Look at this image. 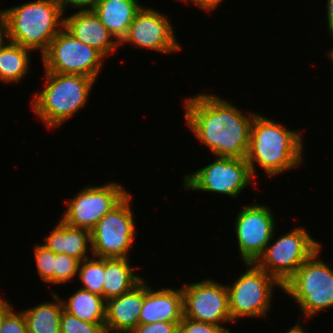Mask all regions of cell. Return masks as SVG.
<instances>
[{"label": "cell", "instance_id": "6da1fadb", "mask_svg": "<svg viewBox=\"0 0 333 333\" xmlns=\"http://www.w3.org/2000/svg\"><path fill=\"white\" fill-rule=\"evenodd\" d=\"M223 98L208 92L185 97L184 124L214 157L247 158L251 125L258 112H244Z\"/></svg>", "mask_w": 333, "mask_h": 333}, {"label": "cell", "instance_id": "7a4b0ae2", "mask_svg": "<svg viewBox=\"0 0 333 333\" xmlns=\"http://www.w3.org/2000/svg\"><path fill=\"white\" fill-rule=\"evenodd\" d=\"M267 117L258 112L250 130L246 159L255 178L260 175L257 166H260L266 177L271 179L293 169L297 170L304 163L303 133Z\"/></svg>", "mask_w": 333, "mask_h": 333}, {"label": "cell", "instance_id": "3957f363", "mask_svg": "<svg viewBox=\"0 0 333 333\" xmlns=\"http://www.w3.org/2000/svg\"><path fill=\"white\" fill-rule=\"evenodd\" d=\"M43 79L42 90H36L30 107L50 130L61 128L87 105L94 83L97 82L83 75L45 70Z\"/></svg>", "mask_w": 333, "mask_h": 333}, {"label": "cell", "instance_id": "277c9868", "mask_svg": "<svg viewBox=\"0 0 333 333\" xmlns=\"http://www.w3.org/2000/svg\"><path fill=\"white\" fill-rule=\"evenodd\" d=\"M8 41L43 55L64 27V12L57 0H33L2 9Z\"/></svg>", "mask_w": 333, "mask_h": 333}, {"label": "cell", "instance_id": "5b68a950", "mask_svg": "<svg viewBox=\"0 0 333 333\" xmlns=\"http://www.w3.org/2000/svg\"><path fill=\"white\" fill-rule=\"evenodd\" d=\"M322 248H318L283 285V294L300 308L298 318L303 314L306 321L333 309V267L320 259Z\"/></svg>", "mask_w": 333, "mask_h": 333}, {"label": "cell", "instance_id": "8992f818", "mask_svg": "<svg viewBox=\"0 0 333 333\" xmlns=\"http://www.w3.org/2000/svg\"><path fill=\"white\" fill-rule=\"evenodd\" d=\"M246 270L237 276L228 288L231 319L235 323L245 318L268 319L276 288L283 285L255 263H243Z\"/></svg>", "mask_w": 333, "mask_h": 333}, {"label": "cell", "instance_id": "52a82bcc", "mask_svg": "<svg viewBox=\"0 0 333 333\" xmlns=\"http://www.w3.org/2000/svg\"><path fill=\"white\" fill-rule=\"evenodd\" d=\"M182 177L183 190L227 195L231 199L239 198L248 186L258 184L246 158L215 156L213 162Z\"/></svg>", "mask_w": 333, "mask_h": 333}, {"label": "cell", "instance_id": "ba28073f", "mask_svg": "<svg viewBox=\"0 0 333 333\" xmlns=\"http://www.w3.org/2000/svg\"><path fill=\"white\" fill-rule=\"evenodd\" d=\"M298 226L287 233L284 232V235H276L278 231L275 230L265 251L255 262L260 269L276 278L282 285L322 246V243L306 230L307 228Z\"/></svg>", "mask_w": 333, "mask_h": 333}, {"label": "cell", "instance_id": "9c48e42d", "mask_svg": "<svg viewBox=\"0 0 333 333\" xmlns=\"http://www.w3.org/2000/svg\"><path fill=\"white\" fill-rule=\"evenodd\" d=\"M130 193L90 231L92 254L98 258H131L138 231ZM135 212V213H134Z\"/></svg>", "mask_w": 333, "mask_h": 333}, {"label": "cell", "instance_id": "30bf717a", "mask_svg": "<svg viewBox=\"0 0 333 333\" xmlns=\"http://www.w3.org/2000/svg\"><path fill=\"white\" fill-rule=\"evenodd\" d=\"M41 61L45 71L78 74L97 80L106 58L63 27L41 56Z\"/></svg>", "mask_w": 333, "mask_h": 333}, {"label": "cell", "instance_id": "8fae6325", "mask_svg": "<svg viewBox=\"0 0 333 333\" xmlns=\"http://www.w3.org/2000/svg\"><path fill=\"white\" fill-rule=\"evenodd\" d=\"M125 188L116 181L103 185H86L65 201L66 210L62 212L60 219L69 226L91 231L105 214L130 194Z\"/></svg>", "mask_w": 333, "mask_h": 333}, {"label": "cell", "instance_id": "7c38bea8", "mask_svg": "<svg viewBox=\"0 0 333 333\" xmlns=\"http://www.w3.org/2000/svg\"><path fill=\"white\" fill-rule=\"evenodd\" d=\"M270 208L255 202L237 211L233 228L242 263H255L277 230V218Z\"/></svg>", "mask_w": 333, "mask_h": 333}, {"label": "cell", "instance_id": "4fadbf2b", "mask_svg": "<svg viewBox=\"0 0 333 333\" xmlns=\"http://www.w3.org/2000/svg\"><path fill=\"white\" fill-rule=\"evenodd\" d=\"M213 279H203L193 283H182L184 317L223 327L233 333L226 324H234L231 319L226 284Z\"/></svg>", "mask_w": 333, "mask_h": 333}, {"label": "cell", "instance_id": "5bb4252c", "mask_svg": "<svg viewBox=\"0 0 333 333\" xmlns=\"http://www.w3.org/2000/svg\"><path fill=\"white\" fill-rule=\"evenodd\" d=\"M144 5L136 14L126 36L120 46L130 45L133 48L154 51L160 54H175L182 51V44L178 41L174 24L170 17Z\"/></svg>", "mask_w": 333, "mask_h": 333}, {"label": "cell", "instance_id": "9a60e30c", "mask_svg": "<svg viewBox=\"0 0 333 333\" xmlns=\"http://www.w3.org/2000/svg\"><path fill=\"white\" fill-rule=\"evenodd\" d=\"M64 28L76 39L95 48L107 60L120 49V43L102 24L93 10H76L73 14H64Z\"/></svg>", "mask_w": 333, "mask_h": 333}, {"label": "cell", "instance_id": "2e32d148", "mask_svg": "<svg viewBox=\"0 0 333 333\" xmlns=\"http://www.w3.org/2000/svg\"><path fill=\"white\" fill-rule=\"evenodd\" d=\"M184 316L182 287L155 289L145 278V297L139 324L180 322Z\"/></svg>", "mask_w": 333, "mask_h": 333}, {"label": "cell", "instance_id": "e0dca14e", "mask_svg": "<svg viewBox=\"0 0 333 333\" xmlns=\"http://www.w3.org/2000/svg\"><path fill=\"white\" fill-rule=\"evenodd\" d=\"M145 297V278L130 291L106 301L107 333H130L139 324Z\"/></svg>", "mask_w": 333, "mask_h": 333}, {"label": "cell", "instance_id": "ac0fdd59", "mask_svg": "<svg viewBox=\"0 0 333 333\" xmlns=\"http://www.w3.org/2000/svg\"><path fill=\"white\" fill-rule=\"evenodd\" d=\"M52 228L42 244L55 254L64 253L80 262L93 256L89 230L69 226L61 219Z\"/></svg>", "mask_w": 333, "mask_h": 333}, {"label": "cell", "instance_id": "d6986e66", "mask_svg": "<svg viewBox=\"0 0 333 333\" xmlns=\"http://www.w3.org/2000/svg\"><path fill=\"white\" fill-rule=\"evenodd\" d=\"M139 1L141 0H99L93 11L120 43L126 36L136 14L144 6Z\"/></svg>", "mask_w": 333, "mask_h": 333}, {"label": "cell", "instance_id": "ffe728a7", "mask_svg": "<svg viewBox=\"0 0 333 333\" xmlns=\"http://www.w3.org/2000/svg\"><path fill=\"white\" fill-rule=\"evenodd\" d=\"M133 266L136 264L132 265L130 258H104L103 298L106 301L130 291L144 278L135 272L140 265Z\"/></svg>", "mask_w": 333, "mask_h": 333}, {"label": "cell", "instance_id": "44dd1931", "mask_svg": "<svg viewBox=\"0 0 333 333\" xmlns=\"http://www.w3.org/2000/svg\"><path fill=\"white\" fill-rule=\"evenodd\" d=\"M51 300L33 305L23 312L28 333H60L63 304L59 293L50 291Z\"/></svg>", "mask_w": 333, "mask_h": 333}, {"label": "cell", "instance_id": "7402d4cb", "mask_svg": "<svg viewBox=\"0 0 333 333\" xmlns=\"http://www.w3.org/2000/svg\"><path fill=\"white\" fill-rule=\"evenodd\" d=\"M32 50L7 41L0 48V83H22L30 73ZM22 81V82H21Z\"/></svg>", "mask_w": 333, "mask_h": 333}, {"label": "cell", "instance_id": "603a6c76", "mask_svg": "<svg viewBox=\"0 0 333 333\" xmlns=\"http://www.w3.org/2000/svg\"><path fill=\"white\" fill-rule=\"evenodd\" d=\"M60 299L63 310L70 315L91 323H105L106 300L103 297L79 288L70 297Z\"/></svg>", "mask_w": 333, "mask_h": 333}, {"label": "cell", "instance_id": "cb8c5ba5", "mask_svg": "<svg viewBox=\"0 0 333 333\" xmlns=\"http://www.w3.org/2000/svg\"><path fill=\"white\" fill-rule=\"evenodd\" d=\"M77 278L80 288L103 297L104 258L92 256L79 263Z\"/></svg>", "mask_w": 333, "mask_h": 333}, {"label": "cell", "instance_id": "d4e9b609", "mask_svg": "<svg viewBox=\"0 0 333 333\" xmlns=\"http://www.w3.org/2000/svg\"><path fill=\"white\" fill-rule=\"evenodd\" d=\"M33 251L37 275L42 282L54 286L55 253L42 243L35 244Z\"/></svg>", "mask_w": 333, "mask_h": 333}, {"label": "cell", "instance_id": "484cf974", "mask_svg": "<svg viewBox=\"0 0 333 333\" xmlns=\"http://www.w3.org/2000/svg\"><path fill=\"white\" fill-rule=\"evenodd\" d=\"M80 261L64 253L55 254L54 286L68 284L78 276Z\"/></svg>", "mask_w": 333, "mask_h": 333}, {"label": "cell", "instance_id": "4316f807", "mask_svg": "<svg viewBox=\"0 0 333 333\" xmlns=\"http://www.w3.org/2000/svg\"><path fill=\"white\" fill-rule=\"evenodd\" d=\"M60 333H107L105 323H91L80 320L62 311L60 319Z\"/></svg>", "mask_w": 333, "mask_h": 333}, {"label": "cell", "instance_id": "83f0119b", "mask_svg": "<svg viewBox=\"0 0 333 333\" xmlns=\"http://www.w3.org/2000/svg\"><path fill=\"white\" fill-rule=\"evenodd\" d=\"M179 333H228L223 327L188 319L183 316L179 323Z\"/></svg>", "mask_w": 333, "mask_h": 333}, {"label": "cell", "instance_id": "f1b7e54d", "mask_svg": "<svg viewBox=\"0 0 333 333\" xmlns=\"http://www.w3.org/2000/svg\"><path fill=\"white\" fill-rule=\"evenodd\" d=\"M0 333H28L25 316L15 308L5 317Z\"/></svg>", "mask_w": 333, "mask_h": 333}, {"label": "cell", "instance_id": "f546056e", "mask_svg": "<svg viewBox=\"0 0 333 333\" xmlns=\"http://www.w3.org/2000/svg\"><path fill=\"white\" fill-rule=\"evenodd\" d=\"M179 323L157 321L150 324H138L130 333H179Z\"/></svg>", "mask_w": 333, "mask_h": 333}, {"label": "cell", "instance_id": "4dcf8cb0", "mask_svg": "<svg viewBox=\"0 0 333 333\" xmlns=\"http://www.w3.org/2000/svg\"><path fill=\"white\" fill-rule=\"evenodd\" d=\"M62 11L66 14L68 8L78 10H93L99 0H57Z\"/></svg>", "mask_w": 333, "mask_h": 333}, {"label": "cell", "instance_id": "1f68e13d", "mask_svg": "<svg viewBox=\"0 0 333 333\" xmlns=\"http://www.w3.org/2000/svg\"><path fill=\"white\" fill-rule=\"evenodd\" d=\"M222 1L225 0H187L185 3H191L192 5L197 6L199 10H203L205 13H210L216 11L219 6L222 5Z\"/></svg>", "mask_w": 333, "mask_h": 333}, {"label": "cell", "instance_id": "d6a6232c", "mask_svg": "<svg viewBox=\"0 0 333 333\" xmlns=\"http://www.w3.org/2000/svg\"><path fill=\"white\" fill-rule=\"evenodd\" d=\"M14 309L13 304H10L5 297L0 294V330L4 324L5 317Z\"/></svg>", "mask_w": 333, "mask_h": 333}, {"label": "cell", "instance_id": "836d02e7", "mask_svg": "<svg viewBox=\"0 0 333 333\" xmlns=\"http://www.w3.org/2000/svg\"><path fill=\"white\" fill-rule=\"evenodd\" d=\"M326 23L328 27L329 36H333V0H327L326 1Z\"/></svg>", "mask_w": 333, "mask_h": 333}, {"label": "cell", "instance_id": "e575fe53", "mask_svg": "<svg viewBox=\"0 0 333 333\" xmlns=\"http://www.w3.org/2000/svg\"><path fill=\"white\" fill-rule=\"evenodd\" d=\"M8 41L7 22L3 10L0 8V48Z\"/></svg>", "mask_w": 333, "mask_h": 333}, {"label": "cell", "instance_id": "d590c367", "mask_svg": "<svg viewBox=\"0 0 333 333\" xmlns=\"http://www.w3.org/2000/svg\"><path fill=\"white\" fill-rule=\"evenodd\" d=\"M300 319L297 320V322L294 324L293 327H290L288 330H285L284 333H309L310 330H306V328H304V325H301L299 322Z\"/></svg>", "mask_w": 333, "mask_h": 333}, {"label": "cell", "instance_id": "8d00e7d4", "mask_svg": "<svg viewBox=\"0 0 333 333\" xmlns=\"http://www.w3.org/2000/svg\"><path fill=\"white\" fill-rule=\"evenodd\" d=\"M333 39V36H330ZM326 58L328 57V60H331V63L333 64V46L330 50H327L326 52Z\"/></svg>", "mask_w": 333, "mask_h": 333}, {"label": "cell", "instance_id": "74e56055", "mask_svg": "<svg viewBox=\"0 0 333 333\" xmlns=\"http://www.w3.org/2000/svg\"><path fill=\"white\" fill-rule=\"evenodd\" d=\"M179 2L185 3L187 0H178Z\"/></svg>", "mask_w": 333, "mask_h": 333}]
</instances>
